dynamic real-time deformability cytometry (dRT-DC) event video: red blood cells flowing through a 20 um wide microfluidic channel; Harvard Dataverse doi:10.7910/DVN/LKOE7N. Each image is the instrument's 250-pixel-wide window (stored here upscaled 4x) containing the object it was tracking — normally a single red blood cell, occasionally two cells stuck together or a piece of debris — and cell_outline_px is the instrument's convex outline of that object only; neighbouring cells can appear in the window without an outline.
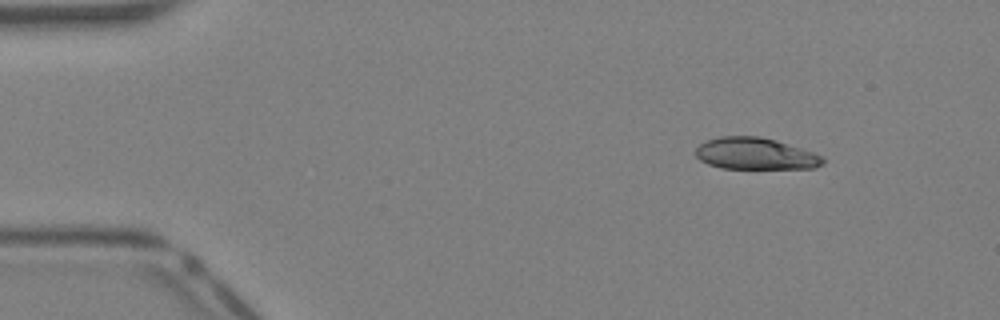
{"species": "Egyptian fruit bat (a non-hibernating species)", "species_latin": "Rousettus aegyptiacus", "temperature_condition": "warm", "stored_images_in_passage": 37, "camera_frame_rate_fps": 3000, "um_per_image_px": 0.085, "animal": {"sex": "female"}, "frame": {"image": 1, "passage_image": 1, "time_ms": 0.0, "image_size_px": [1000, 320], "cell_outline_px": [[824, 164], [816, 168], [720, 168], [708, 164], [700, 160], [696, 156], [696, 148], [700, 144], [708, 140], [720, 136], [760, 136], [776, 140], [812, 152], [820, 156], [824, 160]], "centroid_in_image_um": [64.19, 13.06], "position_along_channel_um": 20.8, "area_um2": 23.35}}
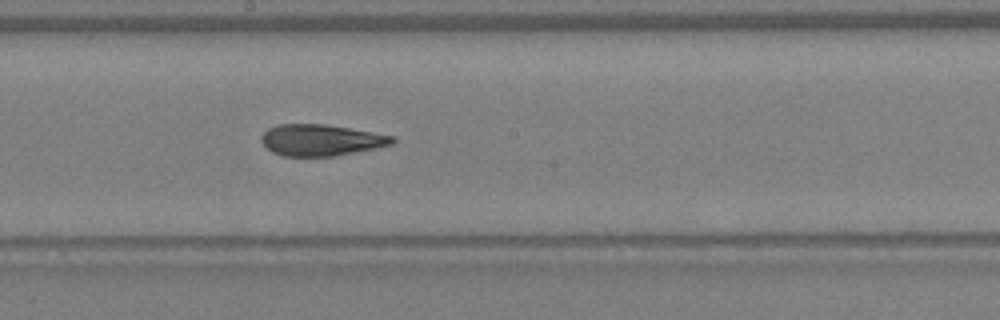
{"frame": {"image": 2, "passage_image": 18, "time_ms": 5.667, "image_size_px": [1000, 320], "cell_outline_px": [[396, 140], [392, 144], [376, 148], [336, 156], [284, 156], [272, 152], [260, 140], [260, 136], [268, 128], [276, 124], [324, 124], [396, 136]], "centroid_in_image_um": [27.28, 11.9], "position_along_channel_um": 220.9, "area_um2": 23.99}}
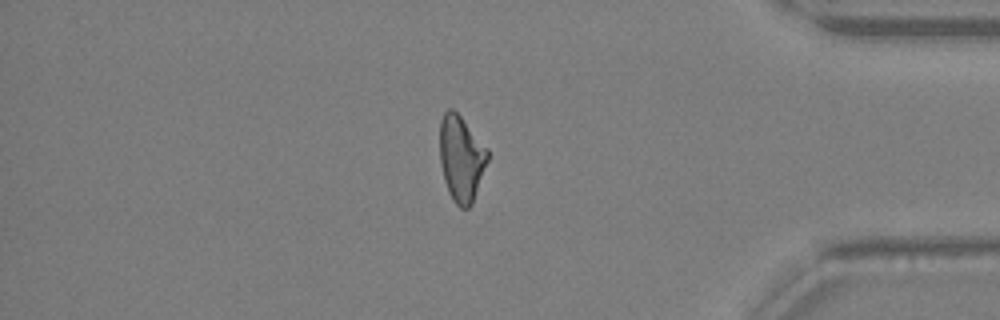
{"frame": {"image": 3, "passage_image": 30, "time_ms": 9.667, "image_size_px": [1000, 320], "cell_outline_px": [[488, 160], [472, 204], [468, 208], [460, 208], [452, 200], [448, 192], [444, 180], [440, 164], [440, 120], [444, 112], [448, 108], [452, 108], [460, 116], [488, 148]], "centroid_in_image_um": [39.19, 13.47], "position_along_channel_um": 396.0, "area_um2": 23.99}}